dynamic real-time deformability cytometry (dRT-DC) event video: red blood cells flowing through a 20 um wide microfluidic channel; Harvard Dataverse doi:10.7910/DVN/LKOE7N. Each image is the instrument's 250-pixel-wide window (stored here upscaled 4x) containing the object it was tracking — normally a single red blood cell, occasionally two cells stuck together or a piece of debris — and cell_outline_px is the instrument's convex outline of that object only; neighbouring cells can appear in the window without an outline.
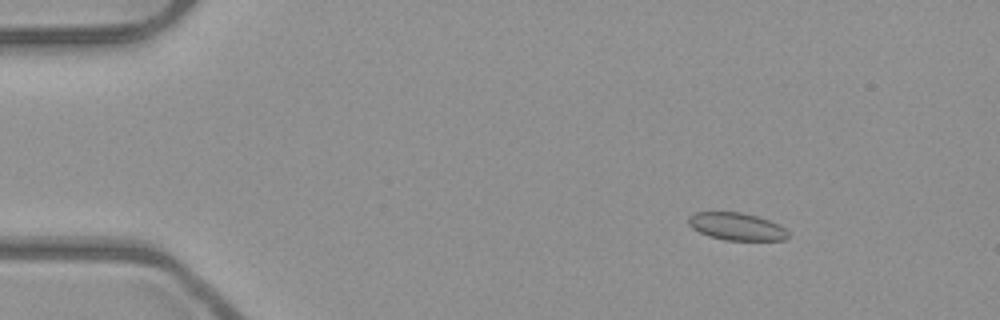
{"species": "common noctule bat (a hibernating species)", "species_latin": "Nyctalus noctula", "temperature_condition": "room temperature", "stored_images_in_passage": 48, "camera_frame_rate_fps": 3000, "um_per_image_px": 0.085, "animal": {"sex": "male", "body_mass_g": 23.1, "forearm_length_mm": 52.7}, "frame": {"image": 1, "passage_image": 3, "time_ms": 0.667, "image_size_px": [1000, 320], "cell_outline_px": [[788, 236], [784, 240], [724, 240], [708, 236], [692, 228], [688, 224], [688, 216], [696, 212], [740, 212], [756, 216], [768, 220], [784, 228], [788, 232]], "centroid_in_image_um": [62.57, 19.25], "position_along_channel_um": 22.4, "area_um2": 15.84}}
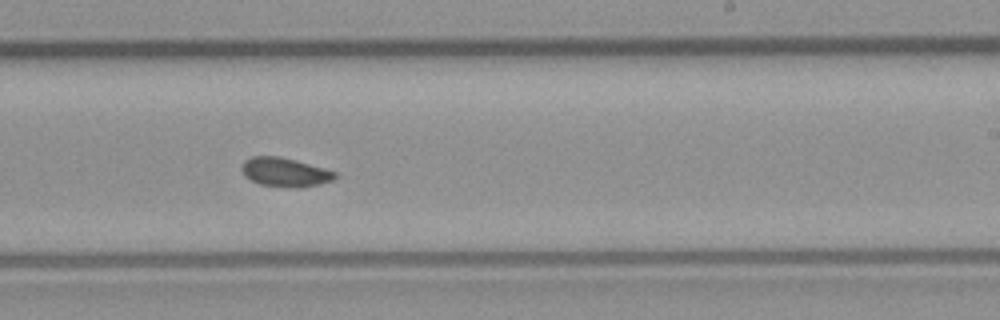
{"frame": {"image": 2, "passage_image": 28, "time_ms": 9.0, "image_size_px": [1000, 320], "cell_outline_px": [[340, 176], [332, 180], [320, 184], [300, 188], [296, 188], [260, 184], [252, 180], [240, 168], [244, 160], [252, 156], [276, 156], [324, 168], [336, 172]], "centroid_in_image_um": [24.26, 14.64], "position_along_channel_um": 264.7, "area_um2": 15.49}}
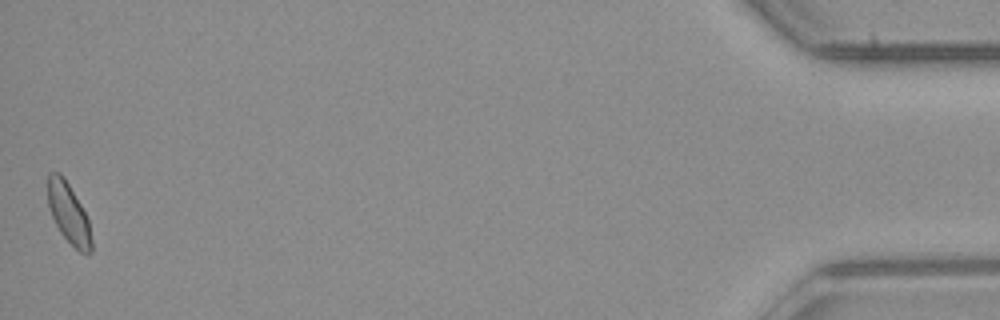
{"frame": {"image": 3, "passage_image": 48, "time_ms": 15.667, "image_size_px": [1000, 320], "cell_outline_px": [[92, 252], [80, 252], [60, 232], [52, 216], [48, 204], [48, 172], [60, 172], [64, 176], [80, 204], [88, 220], [92, 240]], "centroid_in_image_um": [5.82, 18.1], "position_along_channel_um": 429.4, "area_um2": 15.03}, "authors_computed_cell_mechanics": {"area_um2": 15.5482, "velocity_mm_per_s": 3.9498, "shape_relaxation_time_tau1_ms": null, "shape_relaxation_time_tau2_ms": 2.701, "deformation_change_tau1": null, "deformation_change_tau2": 0.0672}}